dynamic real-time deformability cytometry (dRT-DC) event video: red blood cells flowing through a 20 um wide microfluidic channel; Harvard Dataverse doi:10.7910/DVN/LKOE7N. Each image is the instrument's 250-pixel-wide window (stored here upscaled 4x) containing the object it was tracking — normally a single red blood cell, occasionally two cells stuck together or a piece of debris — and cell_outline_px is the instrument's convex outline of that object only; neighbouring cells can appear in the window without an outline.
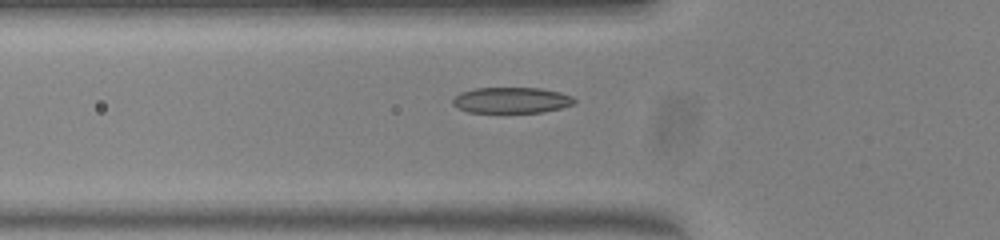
{"species": "common noctule bat (a hibernating species)", "species_latin": "Nyctalus noctula", "temperature_condition": "warm", "stored_images_in_passage": 38, "camera_frame_rate_fps": 3000, "um_per_image_px": 0.085, "animal": {"sex": "female", "body_mass_g": 23.0, "forearm_length_mm": 53.4}, "frame": {"image": 1, "passage_image": 10, "time_ms": 3.0, "image_size_px": [1000, 240], "cell_outline_px": [[576, 100], [572, 104], [560, 108], [540, 112], [468, 112], [456, 108], [452, 104], [452, 100], [460, 92], [472, 88], [540, 88], [560, 92], [572, 96]], "centroid_in_image_um": [43.43, 8.51], "position_along_channel_um": 82.4, "area_um2": 18.32}}
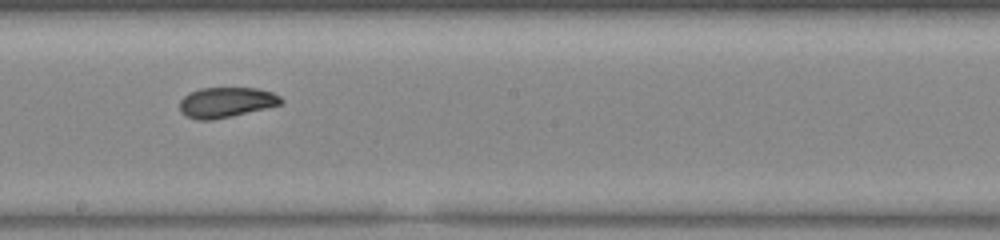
{"frame": {"image": 2, "passage_image": 21, "time_ms": 6.667, "image_size_px": [1000, 240], "cell_outline_px": [[284, 100], [280, 104], [232, 116], [212, 120], [196, 120], [180, 112], [180, 100], [184, 96], [200, 88], [256, 88], [272, 92], [280, 96]], "centroid_in_image_um": [19.21, 8.7], "position_along_channel_um": 229.0, "area_um2": 17.69}}
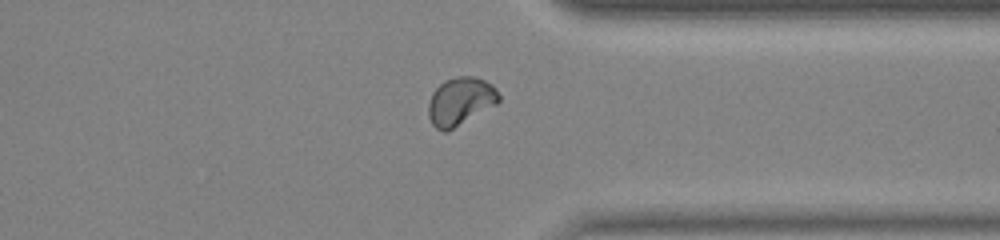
{"frame": {"image": 3, "passage_image": 32, "time_ms": 10.333, "image_size_px": [1000, 240], "cell_outline_px": [[500, 100], [496, 104], [448, 132], [444, 132], [436, 128], [432, 124], [428, 116], [428, 104], [432, 92], [444, 80], [456, 76], [472, 76], [484, 80], [492, 84], [496, 88], [500, 96]], "centroid_in_image_um": [39.12, 8.61], "position_along_channel_um": 372.3, "area_um2": 19.83}, "authors_computed_cell_mechanics": {"area_um2": 18.0336, "velocity_mm_per_s": 3.9853, "shape_relaxation_time_tau1_ms": null, "shape_relaxation_time_tau2_ms": 1.5656, "deformation_change_tau1": null, "deformation_change_tau2": 0.0525}}